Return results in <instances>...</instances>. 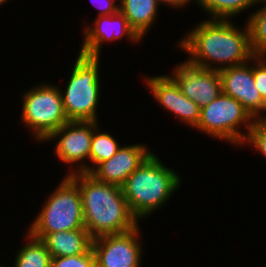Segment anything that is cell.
Returning a JSON list of instances; mask_svg holds the SVG:
<instances>
[{
	"mask_svg": "<svg viewBox=\"0 0 266 267\" xmlns=\"http://www.w3.org/2000/svg\"><path fill=\"white\" fill-rule=\"evenodd\" d=\"M255 4L261 3V2H266V0H254Z\"/></svg>",
	"mask_w": 266,
	"mask_h": 267,
	"instance_id": "484cf974",
	"label": "cell"
},
{
	"mask_svg": "<svg viewBox=\"0 0 266 267\" xmlns=\"http://www.w3.org/2000/svg\"><path fill=\"white\" fill-rule=\"evenodd\" d=\"M181 184L178 172L152 152L121 188L131 212L141 222L166 206Z\"/></svg>",
	"mask_w": 266,
	"mask_h": 267,
	"instance_id": "3957f363",
	"label": "cell"
},
{
	"mask_svg": "<svg viewBox=\"0 0 266 267\" xmlns=\"http://www.w3.org/2000/svg\"><path fill=\"white\" fill-rule=\"evenodd\" d=\"M253 77L256 88L266 102V58L264 56L253 57Z\"/></svg>",
	"mask_w": 266,
	"mask_h": 267,
	"instance_id": "603a6c76",
	"label": "cell"
},
{
	"mask_svg": "<svg viewBox=\"0 0 266 267\" xmlns=\"http://www.w3.org/2000/svg\"><path fill=\"white\" fill-rule=\"evenodd\" d=\"M158 105L173 114L181 124L195 128L200 120L201 108L180 90L168 74L147 76L143 80Z\"/></svg>",
	"mask_w": 266,
	"mask_h": 267,
	"instance_id": "7c38bea8",
	"label": "cell"
},
{
	"mask_svg": "<svg viewBox=\"0 0 266 267\" xmlns=\"http://www.w3.org/2000/svg\"><path fill=\"white\" fill-rule=\"evenodd\" d=\"M191 1L195 2L196 5L198 3V0H158L159 4L169 6V8H176L178 10L192 4Z\"/></svg>",
	"mask_w": 266,
	"mask_h": 267,
	"instance_id": "d4e9b609",
	"label": "cell"
},
{
	"mask_svg": "<svg viewBox=\"0 0 266 267\" xmlns=\"http://www.w3.org/2000/svg\"><path fill=\"white\" fill-rule=\"evenodd\" d=\"M51 267H96L95 255L91 248L81 255L55 257L51 260Z\"/></svg>",
	"mask_w": 266,
	"mask_h": 267,
	"instance_id": "7402d4cb",
	"label": "cell"
},
{
	"mask_svg": "<svg viewBox=\"0 0 266 267\" xmlns=\"http://www.w3.org/2000/svg\"><path fill=\"white\" fill-rule=\"evenodd\" d=\"M175 66L170 76L179 85L181 92L200 108L222 94L219 71L192 65L187 60Z\"/></svg>",
	"mask_w": 266,
	"mask_h": 267,
	"instance_id": "8fae6325",
	"label": "cell"
},
{
	"mask_svg": "<svg viewBox=\"0 0 266 267\" xmlns=\"http://www.w3.org/2000/svg\"><path fill=\"white\" fill-rule=\"evenodd\" d=\"M252 147L266 159V118L254 119L243 146Z\"/></svg>",
	"mask_w": 266,
	"mask_h": 267,
	"instance_id": "44dd1931",
	"label": "cell"
},
{
	"mask_svg": "<svg viewBox=\"0 0 266 267\" xmlns=\"http://www.w3.org/2000/svg\"><path fill=\"white\" fill-rule=\"evenodd\" d=\"M197 5L210 16L208 19L232 20L256 4L254 0H198Z\"/></svg>",
	"mask_w": 266,
	"mask_h": 267,
	"instance_id": "d6986e66",
	"label": "cell"
},
{
	"mask_svg": "<svg viewBox=\"0 0 266 267\" xmlns=\"http://www.w3.org/2000/svg\"><path fill=\"white\" fill-rule=\"evenodd\" d=\"M119 3L120 12L143 40L158 18V7L161 6L158 0H120Z\"/></svg>",
	"mask_w": 266,
	"mask_h": 267,
	"instance_id": "2e32d148",
	"label": "cell"
},
{
	"mask_svg": "<svg viewBox=\"0 0 266 267\" xmlns=\"http://www.w3.org/2000/svg\"><path fill=\"white\" fill-rule=\"evenodd\" d=\"M233 20L204 19L178 40V48L188 54L190 64L208 70L238 66L255 55L250 46L247 23L244 28ZM243 29V30H242ZM216 64V65H215Z\"/></svg>",
	"mask_w": 266,
	"mask_h": 267,
	"instance_id": "6da1fadb",
	"label": "cell"
},
{
	"mask_svg": "<svg viewBox=\"0 0 266 267\" xmlns=\"http://www.w3.org/2000/svg\"><path fill=\"white\" fill-rule=\"evenodd\" d=\"M26 238V239H25ZM24 240L26 242L15 255L13 267H51L52 257L45 244L34 238L28 231Z\"/></svg>",
	"mask_w": 266,
	"mask_h": 267,
	"instance_id": "e0dca14e",
	"label": "cell"
},
{
	"mask_svg": "<svg viewBox=\"0 0 266 267\" xmlns=\"http://www.w3.org/2000/svg\"><path fill=\"white\" fill-rule=\"evenodd\" d=\"M28 232L37 239L57 231L85 229L82 196L78 185L64 176L31 221Z\"/></svg>",
	"mask_w": 266,
	"mask_h": 267,
	"instance_id": "5b68a950",
	"label": "cell"
},
{
	"mask_svg": "<svg viewBox=\"0 0 266 267\" xmlns=\"http://www.w3.org/2000/svg\"><path fill=\"white\" fill-rule=\"evenodd\" d=\"M68 176L81 192L85 229L93 239L129 232L140 225L121 186L100 182L89 173L77 172Z\"/></svg>",
	"mask_w": 266,
	"mask_h": 267,
	"instance_id": "7a4b0ae2",
	"label": "cell"
},
{
	"mask_svg": "<svg viewBox=\"0 0 266 267\" xmlns=\"http://www.w3.org/2000/svg\"><path fill=\"white\" fill-rule=\"evenodd\" d=\"M93 121H69L52 132L43 142L56 141L54 153L59 161L70 165L67 175L89 173V155Z\"/></svg>",
	"mask_w": 266,
	"mask_h": 267,
	"instance_id": "ba28073f",
	"label": "cell"
},
{
	"mask_svg": "<svg viewBox=\"0 0 266 267\" xmlns=\"http://www.w3.org/2000/svg\"><path fill=\"white\" fill-rule=\"evenodd\" d=\"M140 227L122 234L94 238L92 250L96 267H141L143 243Z\"/></svg>",
	"mask_w": 266,
	"mask_h": 267,
	"instance_id": "9c48e42d",
	"label": "cell"
},
{
	"mask_svg": "<svg viewBox=\"0 0 266 267\" xmlns=\"http://www.w3.org/2000/svg\"><path fill=\"white\" fill-rule=\"evenodd\" d=\"M98 8V16L114 15L120 11V3L117 0H91ZM120 1V0H118Z\"/></svg>",
	"mask_w": 266,
	"mask_h": 267,
	"instance_id": "cb8c5ba5",
	"label": "cell"
},
{
	"mask_svg": "<svg viewBox=\"0 0 266 267\" xmlns=\"http://www.w3.org/2000/svg\"><path fill=\"white\" fill-rule=\"evenodd\" d=\"M222 93L239 101L254 119L266 118V102L255 86L253 58L245 64L219 70Z\"/></svg>",
	"mask_w": 266,
	"mask_h": 267,
	"instance_id": "30bf717a",
	"label": "cell"
},
{
	"mask_svg": "<svg viewBox=\"0 0 266 267\" xmlns=\"http://www.w3.org/2000/svg\"><path fill=\"white\" fill-rule=\"evenodd\" d=\"M92 22L93 26L87 23L83 29V41L79 50L81 54L100 57L101 48L105 43H112L126 38V40H130L129 42H133L136 45L142 40L120 11L114 15L97 16Z\"/></svg>",
	"mask_w": 266,
	"mask_h": 267,
	"instance_id": "4fadbf2b",
	"label": "cell"
},
{
	"mask_svg": "<svg viewBox=\"0 0 266 267\" xmlns=\"http://www.w3.org/2000/svg\"><path fill=\"white\" fill-rule=\"evenodd\" d=\"M0 267H7V266H5V265L3 266L2 264H0ZM8 267H10V266H8ZM11 267H13V266H11Z\"/></svg>",
	"mask_w": 266,
	"mask_h": 267,
	"instance_id": "83f0119b",
	"label": "cell"
},
{
	"mask_svg": "<svg viewBox=\"0 0 266 267\" xmlns=\"http://www.w3.org/2000/svg\"><path fill=\"white\" fill-rule=\"evenodd\" d=\"M8 1H10V0H0V6H2V4L6 3Z\"/></svg>",
	"mask_w": 266,
	"mask_h": 267,
	"instance_id": "4316f807",
	"label": "cell"
},
{
	"mask_svg": "<svg viewBox=\"0 0 266 267\" xmlns=\"http://www.w3.org/2000/svg\"><path fill=\"white\" fill-rule=\"evenodd\" d=\"M260 4V5H259ZM264 4V5H263ZM259 9L247 17L250 46L255 56L266 55V2L256 4Z\"/></svg>",
	"mask_w": 266,
	"mask_h": 267,
	"instance_id": "ffe728a7",
	"label": "cell"
},
{
	"mask_svg": "<svg viewBox=\"0 0 266 267\" xmlns=\"http://www.w3.org/2000/svg\"><path fill=\"white\" fill-rule=\"evenodd\" d=\"M42 82L22 94L21 120L32 138L43 142L52 132L69 122L64 109L61 87Z\"/></svg>",
	"mask_w": 266,
	"mask_h": 267,
	"instance_id": "8992f818",
	"label": "cell"
},
{
	"mask_svg": "<svg viewBox=\"0 0 266 267\" xmlns=\"http://www.w3.org/2000/svg\"><path fill=\"white\" fill-rule=\"evenodd\" d=\"M100 59L78 52L67 76L65 90H61L63 109L69 121L99 122L97 113L102 91Z\"/></svg>",
	"mask_w": 266,
	"mask_h": 267,
	"instance_id": "277c9868",
	"label": "cell"
},
{
	"mask_svg": "<svg viewBox=\"0 0 266 267\" xmlns=\"http://www.w3.org/2000/svg\"><path fill=\"white\" fill-rule=\"evenodd\" d=\"M253 121L254 118L239 101L222 93L201 108L200 120L194 129L214 138L213 140L242 147ZM241 129H245L244 132Z\"/></svg>",
	"mask_w": 266,
	"mask_h": 267,
	"instance_id": "52a82bcc",
	"label": "cell"
},
{
	"mask_svg": "<svg viewBox=\"0 0 266 267\" xmlns=\"http://www.w3.org/2000/svg\"><path fill=\"white\" fill-rule=\"evenodd\" d=\"M41 241L55 258L87 253L92 248L93 238L86 229H76L47 234Z\"/></svg>",
	"mask_w": 266,
	"mask_h": 267,
	"instance_id": "9a60e30c",
	"label": "cell"
},
{
	"mask_svg": "<svg viewBox=\"0 0 266 267\" xmlns=\"http://www.w3.org/2000/svg\"><path fill=\"white\" fill-rule=\"evenodd\" d=\"M151 153L144 143L121 146L115 155L98 164L89 174L100 182L122 186Z\"/></svg>",
	"mask_w": 266,
	"mask_h": 267,
	"instance_id": "5bb4252c",
	"label": "cell"
},
{
	"mask_svg": "<svg viewBox=\"0 0 266 267\" xmlns=\"http://www.w3.org/2000/svg\"><path fill=\"white\" fill-rule=\"evenodd\" d=\"M100 122L93 121V135L89 155V173L101 162L116 154L122 144L109 132H102ZM101 129V130H100Z\"/></svg>",
	"mask_w": 266,
	"mask_h": 267,
	"instance_id": "ac0fdd59",
	"label": "cell"
}]
</instances>
